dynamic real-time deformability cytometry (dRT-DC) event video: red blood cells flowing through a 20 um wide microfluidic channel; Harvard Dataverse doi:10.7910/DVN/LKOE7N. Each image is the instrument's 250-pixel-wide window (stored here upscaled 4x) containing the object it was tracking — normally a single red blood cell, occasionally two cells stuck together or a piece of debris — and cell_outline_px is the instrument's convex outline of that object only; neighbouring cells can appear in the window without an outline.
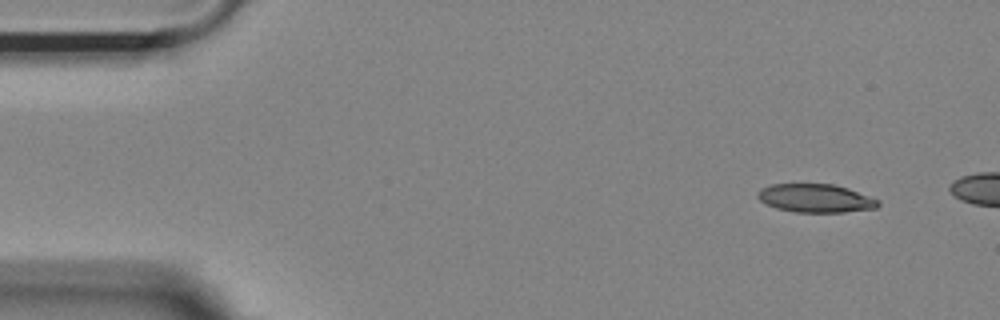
{"species": "Egyptian fruit bat (a non-hibernating species)", "species_latin": "Rousettus aegyptiacus", "temperature_condition": "room temperature", "stored_images_in_passage": 11, "camera_frame_rate_fps": 3000, "um_per_image_px": 0.085, "animal": {"sex": "female"}, "frame": {"image": 1, "passage_image": 4, "time_ms": 1.0, "image_size_px": [1000, 320], "cell_outline_px": [[880, 204], [876, 208], [844, 212], [792, 212], [776, 208], [760, 200], [756, 196], [756, 192], [760, 188], [772, 184], [832, 184], [848, 188], [880, 200]], "centroid_in_image_um": [69.31, 16.85], "position_along_channel_um": 15.7, "area_um2": 20.0}}